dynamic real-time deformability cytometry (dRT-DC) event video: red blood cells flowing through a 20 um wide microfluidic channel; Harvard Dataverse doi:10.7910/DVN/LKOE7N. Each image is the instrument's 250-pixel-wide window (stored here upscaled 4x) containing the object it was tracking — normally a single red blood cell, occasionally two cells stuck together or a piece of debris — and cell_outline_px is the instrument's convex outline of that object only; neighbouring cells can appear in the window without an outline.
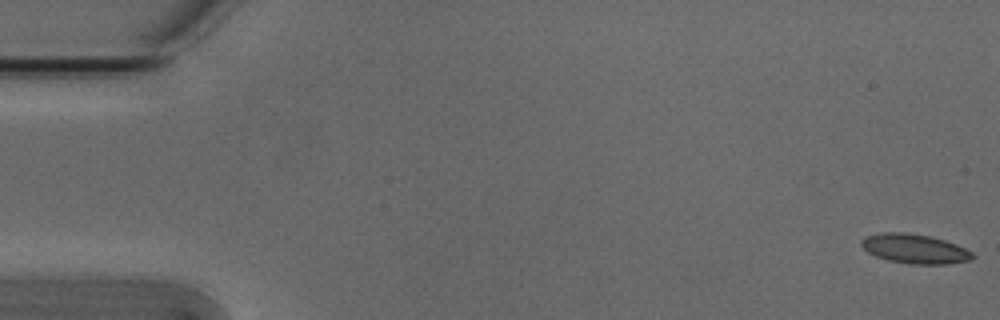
{"species": "Egyptian fruit bat (a non-hibernating species)", "species_latin": "Rousettus aegyptiacus", "temperature_condition": "cold", "stored_images_in_passage": 49, "camera_frame_rate_fps": 3000, "um_per_image_px": 0.085, "animal": {"sex": "male"}, "frame": {"image": 1, "passage_image": 1, "time_ms": 0.0, "image_size_px": [1000, 320], "cell_outline_px": [[976, 256], [972, 260], [948, 264], [912, 264], [888, 260], [876, 256], [868, 252], [860, 244], [860, 240], [868, 236], [884, 232], [904, 232], [928, 236], [944, 240], [956, 244], [972, 252]], "centroid_in_image_um": [77.78, 21.15], "position_along_channel_um": 7.2, "area_um2": 18.96}}
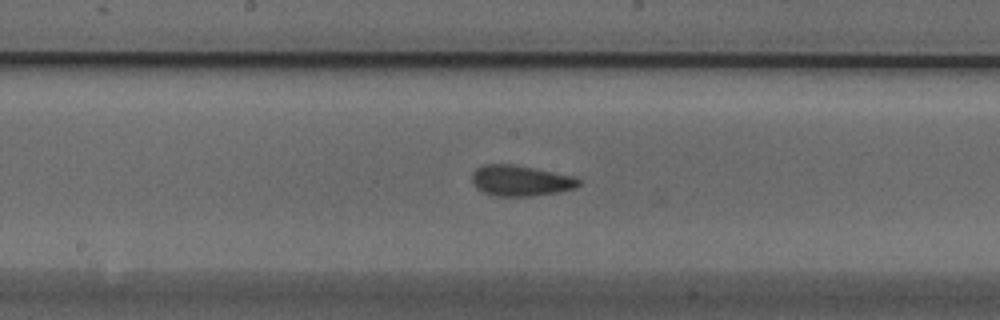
{"frame": {"image": 2, "passage_image": 28, "time_ms": 9.0, "image_size_px": [1000, 320], "cell_outline_px": [[580, 184], [576, 188], [556, 192], [532, 196], [496, 196], [484, 192], [476, 188], [472, 180], [472, 172], [476, 168], [484, 164], [516, 164], [572, 176], [580, 180]], "centroid_in_image_um": [44.22, 15.35], "position_along_channel_um": 204.0, "area_um2": 19.07}}
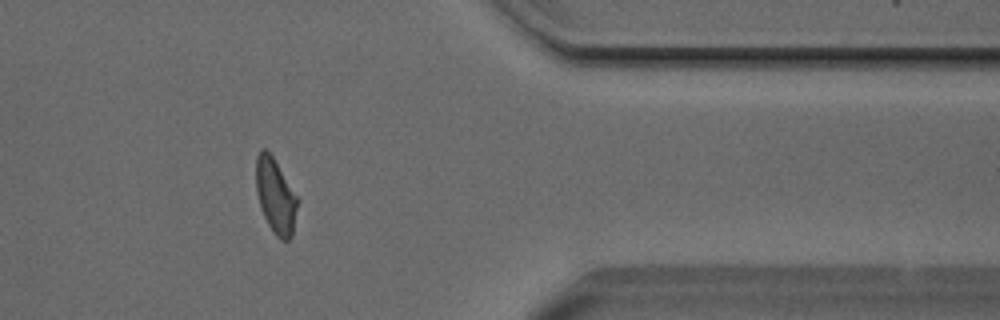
{"frame": {"image": 3, "passage_image": 44, "time_ms": 14.333, "image_size_px": [1000, 320], "cell_outline_px": [[300, 200], [292, 236], [288, 240], [280, 240], [276, 236], [268, 224], [260, 208], [256, 192], [256, 156], [260, 148], [264, 148], [272, 156]], "centroid_in_image_um": [23.43, 16.68], "position_along_channel_um": 388.0, "area_um2": 18.32}}